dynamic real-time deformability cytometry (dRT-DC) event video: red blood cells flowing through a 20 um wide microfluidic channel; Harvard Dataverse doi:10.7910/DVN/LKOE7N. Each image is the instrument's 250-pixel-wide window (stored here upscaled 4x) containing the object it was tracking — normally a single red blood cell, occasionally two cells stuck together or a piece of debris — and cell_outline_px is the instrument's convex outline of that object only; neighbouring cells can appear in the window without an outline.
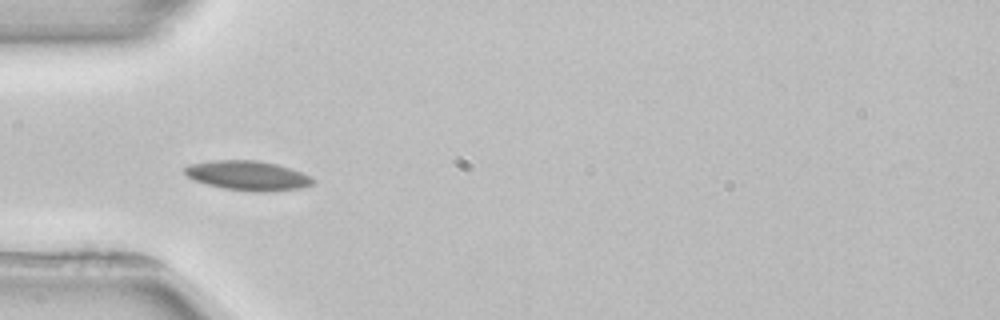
{"species": "common noctule bat (a hibernating species)", "species_latin": "Nyctalus noctula", "temperature_condition": "room temperature", "stored_images_in_passage": 5, "camera_frame_rate_fps": 3000, "um_per_image_px": 0.085, "animal": {"sex": "female", "body_mass_g": 22.7, "forearm_length_mm": 54.2}, "frame": {"image": 1, "passage_image": 5, "time_ms": 5.333, "image_size_px": [1000, 320], "cell_outline_px": [[316, 180], [312, 184], [300, 188], [268, 192], [256, 192], [224, 188], [208, 184], [196, 180], [188, 176], [184, 172], [184, 168], [188, 164], [212, 160], [256, 160], [276, 164], [292, 168], [312, 176]], "centroid_in_image_um": [21.1, 14.92], "position_along_channel_um": 63.9, "area_um2": 22.14}}